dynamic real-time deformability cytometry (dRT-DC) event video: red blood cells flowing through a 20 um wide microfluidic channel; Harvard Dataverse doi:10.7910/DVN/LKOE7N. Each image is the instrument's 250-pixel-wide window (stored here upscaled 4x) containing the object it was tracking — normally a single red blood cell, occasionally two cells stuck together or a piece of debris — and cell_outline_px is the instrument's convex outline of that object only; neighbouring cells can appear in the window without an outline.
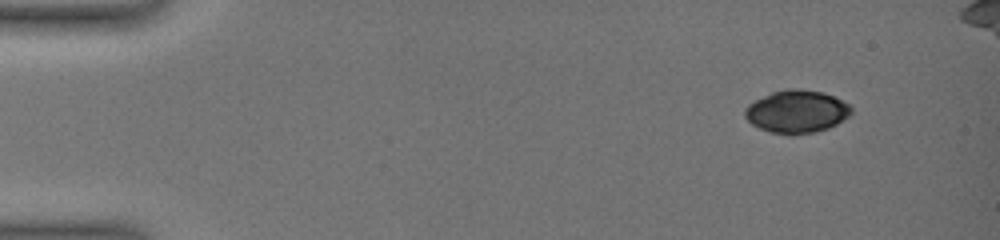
{"species": "common noctule bat (a hibernating species)", "species_latin": "Nyctalus noctula", "temperature_condition": "warm", "stored_images_in_passage": 22, "camera_frame_rate_fps": 3000, "um_per_image_px": 0.085, "animal": {"sex": "female", "body_mass_g": 19.0, "forearm_length_mm": 51.5}, "frame": {"image": 1, "passage_image": 1, "time_ms": 0.0, "image_size_px": [1000, 240], "cell_outline_px": [[852, 112], [848, 116], [836, 124], [828, 128], [812, 132], [792, 136], [772, 132], [760, 128], [752, 124], [744, 116], [744, 108], [748, 104], [772, 92], [784, 88], [796, 88], [824, 92], [848, 104], [852, 108]], "centroid_in_image_um": [67.7, 9.48], "position_along_channel_um": 17.3, "area_um2": 26.47}}
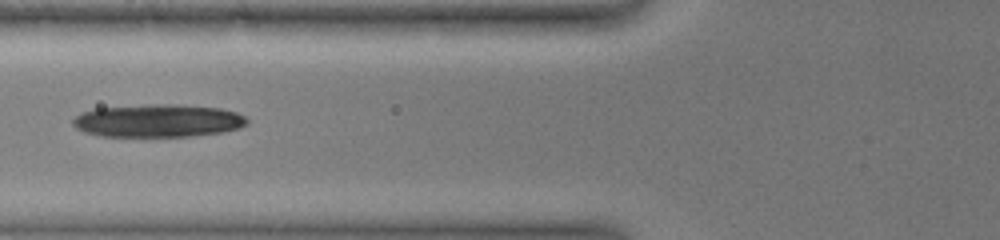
{"frame": {"image": 2, "passage_image": 13, "time_ms": 6.0, "image_size_px": [1000, 240], "cell_outline_px": [[248, 124], [240, 128], [224, 132], [188, 136], [100, 136], [84, 132], [76, 128], [72, 124], [72, 120], [80, 112], [96, 108], [156, 104], [176, 104], [220, 108], [236, 112], [244, 116], [248, 120]], "centroid_in_image_um": [13.43, 10.26], "position_along_channel_um": 112.4, "area_um2": 33.47}}
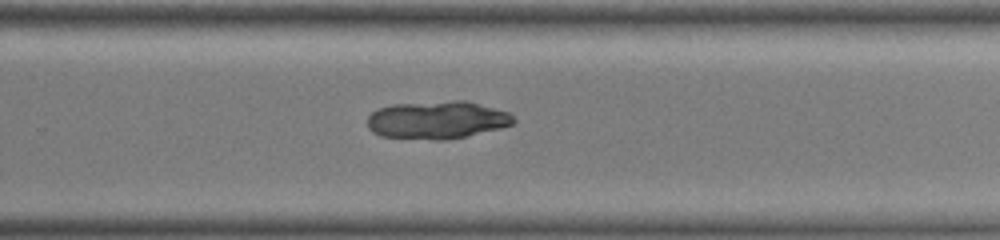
{"frame": {"image": 3, "passage_image": 22, "time_ms": 11.0, "image_size_px": [1000, 240], "cell_outline_px": [[516, 120], [512, 124], [500, 128], [464, 136], [436, 140], [384, 136], [372, 132], [368, 128], [368, 116], [376, 108], [392, 104], [452, 100], [464, 100], [512, 112]], "centroid_in_image_um": [37.16, 10.17], "position_along_channel_um": 292.6, "area_um2": 32.19}}